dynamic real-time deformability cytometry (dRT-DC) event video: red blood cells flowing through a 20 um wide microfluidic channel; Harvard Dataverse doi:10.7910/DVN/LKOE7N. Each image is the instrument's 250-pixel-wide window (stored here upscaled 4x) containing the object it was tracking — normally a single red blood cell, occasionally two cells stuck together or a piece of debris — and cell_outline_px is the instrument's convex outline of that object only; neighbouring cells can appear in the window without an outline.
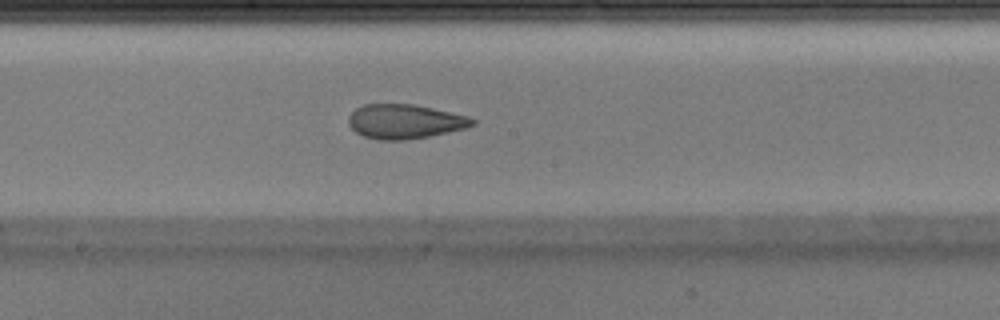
{"species": "Egyptian fruit bat (a non-hibernating species)", "species_latin": "Rousettus aegyptiacus", "temperature_condition": "warm", "stored_images_in_passage": 37, "camera_frame_rate_fps": 3000, "um_per_image_px": 0.085, "animal": {"sex": "male"}, "frame": {"image": 1, "passage_image": 22, "time_ms": 7.0, "image_size_px": [1000, 320], "cell_outline_px": [[476, 124], [468, 128], [428, 136], [404, 140], [380, 140], [364, 136], [356, 132], [348, 124], [348, 116], [356, 108], [364, 104], [412, 104], [432, 108], [468, 116], [476, 120]], "centroid_in_image_um": [34.42, 10.33], "position_along_channel_um": 213.8, "area_um2": 24.8}}